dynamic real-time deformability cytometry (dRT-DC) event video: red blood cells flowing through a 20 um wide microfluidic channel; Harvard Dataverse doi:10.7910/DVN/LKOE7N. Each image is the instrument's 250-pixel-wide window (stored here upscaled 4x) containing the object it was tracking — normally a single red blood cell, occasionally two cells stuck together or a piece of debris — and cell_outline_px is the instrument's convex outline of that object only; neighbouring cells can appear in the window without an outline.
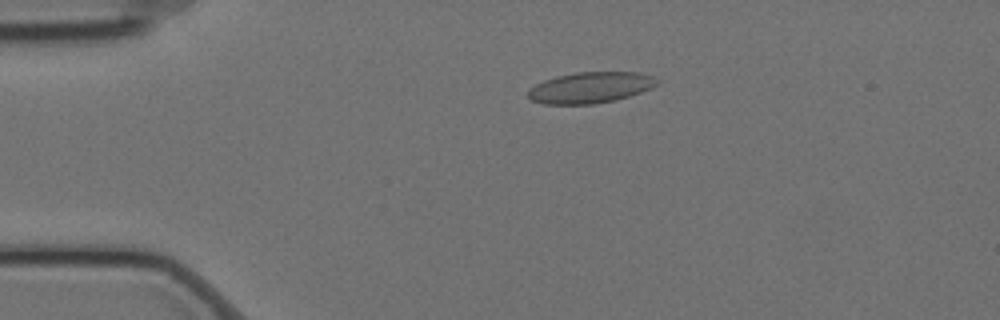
{"species": "Egyptian fruit bat (a non-hibernating species)", "species_latin": "Rousettus aegyptiacus", "temperature_condition": "cold", "stored_images_in_passage": 58, "camera_frame_rate_fps": 3000, "um_per_image_px": 0.085, "animal": {"sex": "female"}, "frame": {"image": 1, "passage_image": 12, "time_ms": 3.667, "image_size_px": [1000, 320], "cell_outline_px": [[660, 80], [652, 88], [616, 100], [592, 104], [544, 104], [532, 100], [528, 96], [528, 92], [536, 84], [544, 80], [556, 76], [576, 72], [640, 72], [652, 76]], "centroid_in_image_um": [50.2, 7.44], "position_along_channel_um": 34.8, "area_um2": 23.24}}
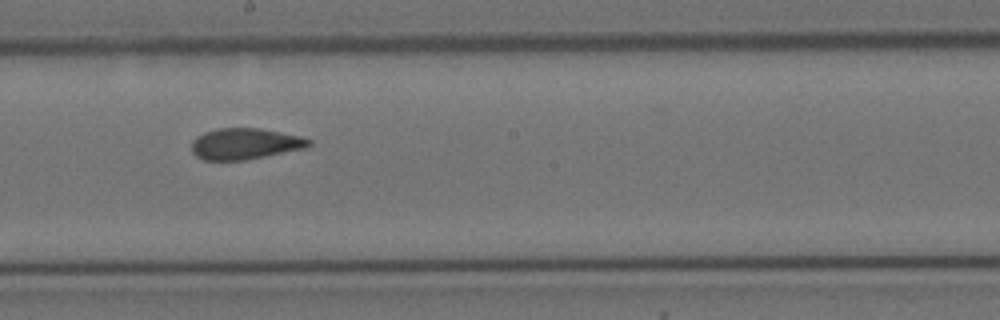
{"frame": {"image": 2, "passage_image": 32, "time_ms": 10.333, "image_size_px": [1000, 320], "cell_outline_px": [[312, 144], [304, 148], [244, 160], [204, 160], [196, 156], [192, 152], [192, 140], [196, 136], [204, 132], [216, 128], [260, 128], [300, 136], [312, 140]], "centroid_in_image_um": [20.79, 12.21], "position_along_channel_um": 227.4, "area_um2": 21.21}}
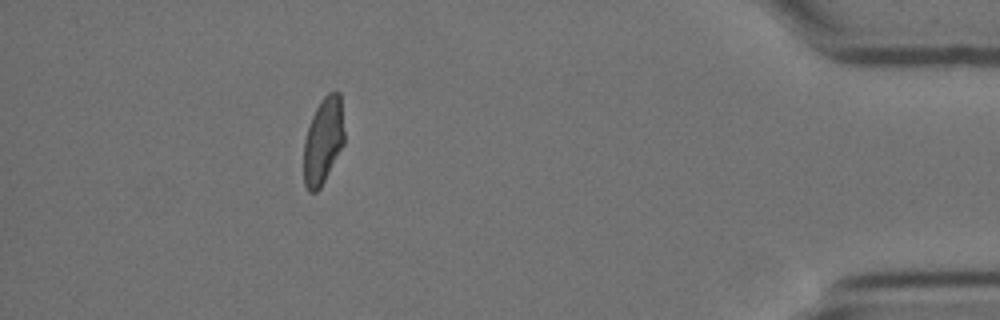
{"frame": {"image": 3, "passage_image": 52, "time_ms": 17.0, "image_size_px": [1000, 320], "cell_outline_px": [[344, 144], [320, 188], [316, 192], [308, 192], [304, 184], [304, 140], [312, 116], [320, 100], [328, 92], [340, 92], [344, 132]], "centroid_in_image_um": [27.47, 11.96], "position_along_channel_um": 407.7, "area_um2": 20.4}, "authors_computed_cell_mechanics": {"area_um2": 21.8484, "velocity_mm_per_s": 3.4821, "shape_relaxation_time_tau1_ms": null, "shape_relaxation_time_tau2_ms": 1.6306, "deformation_change_tau1": null, "deformation_change_tau2": 0.0742}}